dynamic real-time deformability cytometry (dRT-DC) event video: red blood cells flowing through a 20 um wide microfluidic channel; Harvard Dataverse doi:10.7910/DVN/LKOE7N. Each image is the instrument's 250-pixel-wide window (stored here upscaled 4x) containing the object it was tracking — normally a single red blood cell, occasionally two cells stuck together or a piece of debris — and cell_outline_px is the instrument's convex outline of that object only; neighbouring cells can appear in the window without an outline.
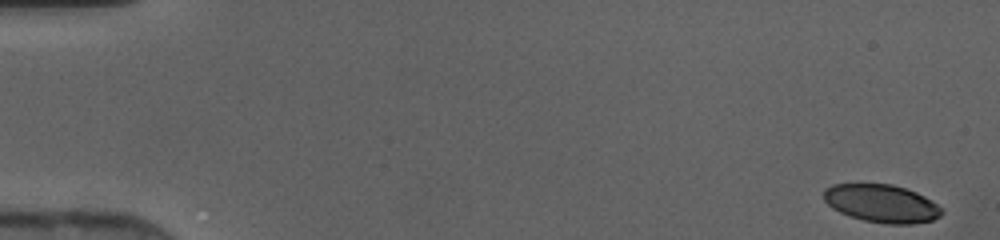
{"species": "human", "species_latin": "Homo sapiens", "temperature_condition": "cold", "stored_images_in_passage": 46, "camera_frame_rate_fps": 3000, "um_per_image_px": 0.085, "donor": {"sex": "female"}, "frame": {"image": 1, "passage_image": 1, "time_ms": 0.0, "image_size_px": [1000, 240], "cell_outline_px": [[944, 212], [940, 216], [932, 220], [912, 224], [888, 224], [864, 220], [840, 212], [832, 208], [824, 200], [824, 188], [832, 184], [892, 184], [916, 192], [924, 196], [944, 208]], "centroid_in_image_um": [74.96, 17.29], "position_along_channel_um": 10.0, "area_um2": 26.07}}
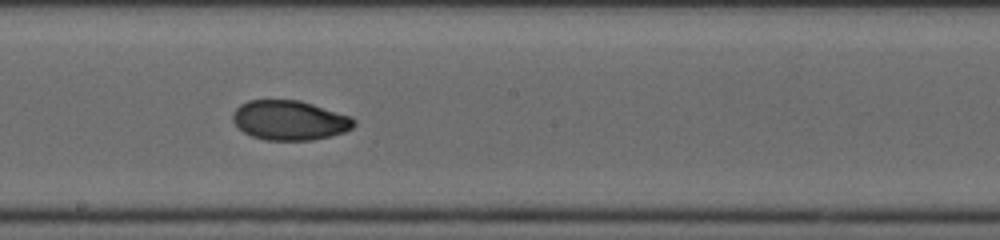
{"frame": {"image": 2, "passage_image": 26, "time_ms": 8.333, "image_size_px": [1000, 240], "cell_outline_px": [[356, 124], [352, 128], [344, 132], [332, 136], [312, 140], [264, 140], [252, 136], [244, 132], [232, 120], [232, 112], [240, 104], [248, 100], [300, 100], [352, 116], [356, 120]], "centroid_in_image_um": [24.64, 10.22], "position_along_channel_um": 223.6, "area_um2": 28.21}}
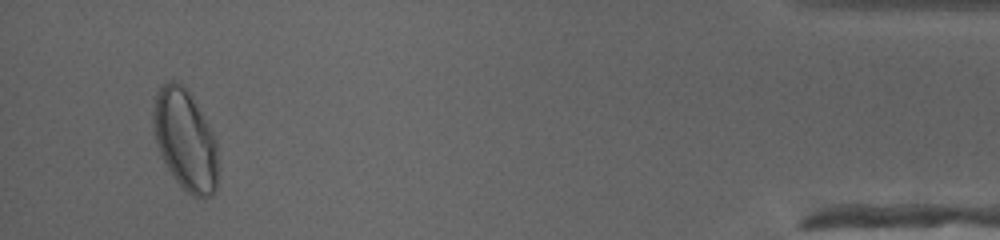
{"frame": {"image": 3, "passage_image": 44, "time_ms": 14.333, "image_size_px": [1000, 240], "cell_outline_px": [[216, 188], [212, 196], [204, 200], [192, 196], [172, 176], [160, 156], [156, 144], [152, 120], [152, 112], [156, 96], [160, 84], [168, 80], [176, 80], [184, 84], [192, 96], [208, 124], [216, 140]], "centroid_in_image_um": [15.71, 11.87], "position_along_channel_um": 419.5, "area_um2": 38.32}}